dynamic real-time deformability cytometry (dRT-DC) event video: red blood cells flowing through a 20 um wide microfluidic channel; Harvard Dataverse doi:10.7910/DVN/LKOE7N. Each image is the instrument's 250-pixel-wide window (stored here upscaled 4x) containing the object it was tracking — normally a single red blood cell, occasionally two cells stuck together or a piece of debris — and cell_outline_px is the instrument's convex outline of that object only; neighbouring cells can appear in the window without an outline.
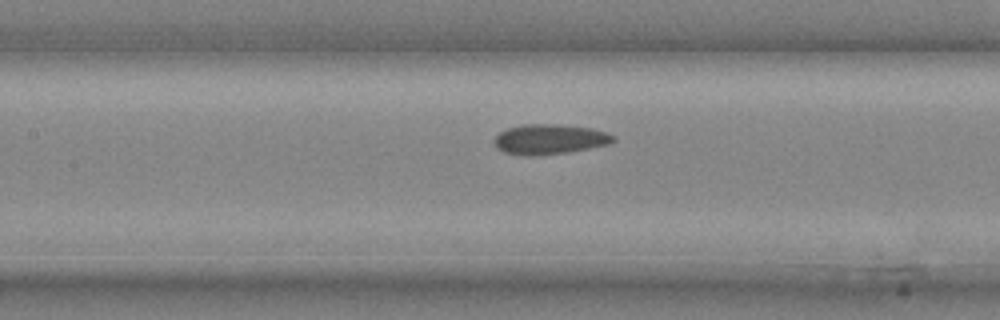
{"species": "common noctule bat (a hibernating species)", "species_latin": "Nyctalus noctula", "temperature_condition": "cold", "stored_images_in_passage": 18, "camera_frame_rate_fps": 3000, "um_per_image_px": 0.085, "animal": {"sex": "male", "body_mass_g": 20.4}, "frame": {"image": 1, "passage_image": 16, "time_ms": 5.0, "image_size_px": [1000, 320], "cell_outline_px": [[616, 140], [608, 144], [568, 152], [532, 156], [520, 156], [504, 152], [496, 148], [496, 136], [500, 132], [508, 128], [520, 124], [556, 124], [592, 128], [604, 132], [612, 136]], "centroid_in_image_um": [46.67, 11.84], "position_along_channel_um": 160.7, "area_um2": 20.69}}